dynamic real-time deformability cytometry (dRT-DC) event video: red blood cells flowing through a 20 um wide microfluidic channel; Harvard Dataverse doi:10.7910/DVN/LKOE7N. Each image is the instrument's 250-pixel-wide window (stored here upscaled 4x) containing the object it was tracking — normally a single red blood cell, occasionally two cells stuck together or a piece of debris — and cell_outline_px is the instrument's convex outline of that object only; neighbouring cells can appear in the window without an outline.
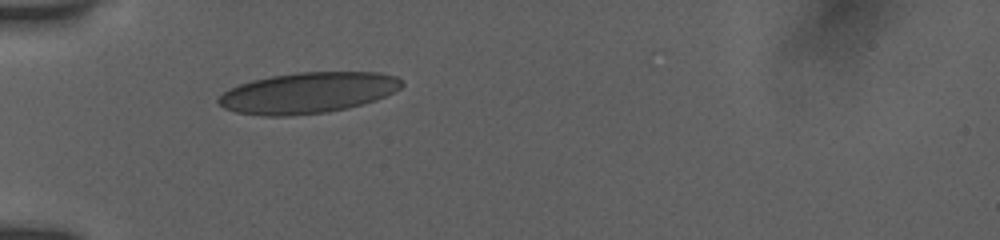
{"species": "human", "species_latin": "Homo sapiens", "temperature_condition": "room temperature", "stored_images_in_passage": 2, "camera_frame_rate_fps": 3000, "um_per_image_px": 0.085, "donor": {"sex": "female"}, "frame": {"image": 1, "passage_image": 1, "time_ms": 0.0, "image_size_px": [1000, 240], "cell_outline_px": [[404, 84], [400, 88], [376, 100], [328, 112], [288, 116], [264, 116], [236, 112], [224, 108], [216, 100], [228, 88], [252, 80], [272, 76], [296, 72], [376, 72], [396, 76]], "centroid_in_image_um": [26.13, 7.88], "position_along_channel_um": 58.9, "area_um2": 43.47}}